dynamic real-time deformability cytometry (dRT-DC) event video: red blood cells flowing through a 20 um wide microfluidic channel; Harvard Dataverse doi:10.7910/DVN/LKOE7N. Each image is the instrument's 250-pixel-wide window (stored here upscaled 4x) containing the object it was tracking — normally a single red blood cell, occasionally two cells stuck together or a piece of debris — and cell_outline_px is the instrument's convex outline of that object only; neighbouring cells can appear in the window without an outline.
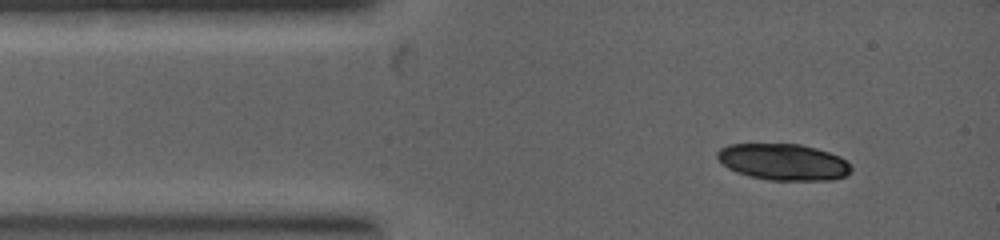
{"species": "common noctule bat (a hibernating species)", "species_latin": "Nyctalus noctula", "temperature_condition": "warm", "stored_images_in_passage": 4, "camera_frame_rate_fps": 5000, "um_per_image_px": 0.085, "animal": {"sex": "female", "body_mass_g": 19.0, "forearm_length_mm": 53.3}, "frame": {"image": 1, "passage_image": 2, "time_ms": 0.4, "image_size_px": [1000, 240], "cell_outline_px": [[852, 172], [844, 176], [832, 180], [768, 180], [748, 176], [736, 172], [728, 168], [716, 156], [716, 152], [720, 148], [728, 144], [800, 144], [816, 148], [840, 156], [848, 160], [852, 168]], "centroid_in_image_um": [66.61, 13.77], "position_along_channel_um": 18.4, "area_um2": 28.61}}